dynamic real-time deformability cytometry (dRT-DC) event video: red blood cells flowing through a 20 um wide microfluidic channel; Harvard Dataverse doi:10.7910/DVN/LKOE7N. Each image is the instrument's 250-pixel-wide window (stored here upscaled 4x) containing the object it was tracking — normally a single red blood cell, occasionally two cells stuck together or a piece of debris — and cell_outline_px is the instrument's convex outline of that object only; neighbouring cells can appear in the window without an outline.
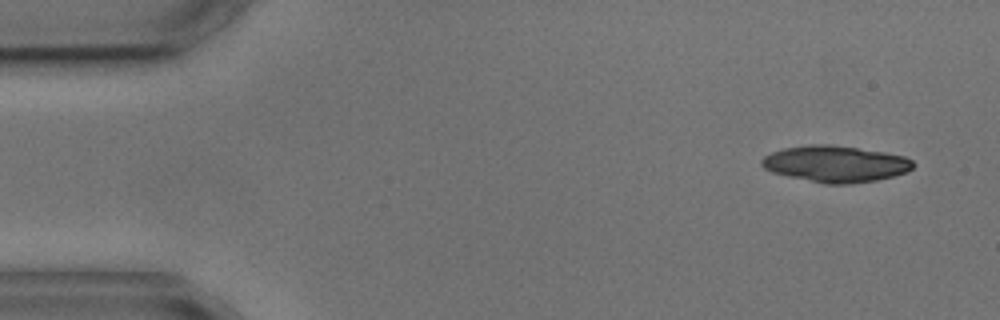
{"species": "common noctule bat (a hibernating species)", "species_latin": "Nyctalus noctula", "temperature_condition": "cold", "stored_images_in_passage": 5, "camera_frame_rate_fps": 3000, "um_per_image_px": 0.085, "animal": {"sex": "male", "body_mass_g": 17.9, "forearm_length_mm": 54.2}, "frame": {"image": 1, "passage_image": 1, "time_ms": 0.0, "image_size_px": [1000, 320], "cell_outline_px": [[916, 164], [908, 172], [876, 180], [852, 184], [824, 184], [788, 176], [772, 172], [764, 168], [760, 164], [760, 160], [764, 156], [772, 152], [784, 148], [812, 144], [828, 144], [884, 152], [904, 156], [912, 160]], "centroid_in_image_um": [71.01, 13.94], "position_along_channel_um": 14.0, "area_um2": 32.14}}